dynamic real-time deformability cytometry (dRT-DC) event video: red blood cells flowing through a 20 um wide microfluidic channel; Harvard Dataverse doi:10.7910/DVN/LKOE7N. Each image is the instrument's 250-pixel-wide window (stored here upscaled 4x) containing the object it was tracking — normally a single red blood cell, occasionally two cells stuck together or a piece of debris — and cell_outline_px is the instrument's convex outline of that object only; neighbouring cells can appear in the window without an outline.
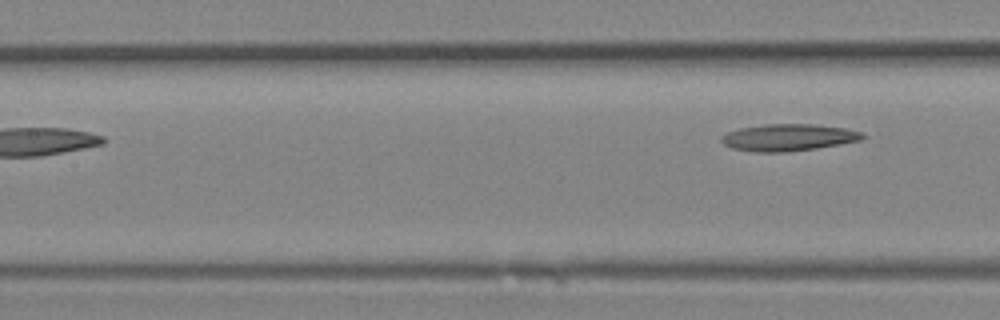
{"species": "Egyptian fruit bat (a non-hibernating species)", "species_latin": "Rousettus aegyptiacus", "temperature_condition": "room temperature", "stored_images_in_passage": 10, "segment_of_instrument_passage": [2, 2], "camera_frame_rate_fps": 3000, "um_per_image_px": 0.085, "animal": {"sex": "female"}, "frame": {"image": 1, "passage_image": 10, "time_ms": 3.0, "image_size_px": [1000, 320], "cell_outline_px": [[868, 136], [860, 140], [840, 144], [816, 148], [784, 152], [756, 152], [732, 148], [724, 144], [720, 140], [720, 136], [728, 132], [740, 128], [764, 124], [812, 124], [844, 128], [860, 132]], "centroid_in_image_um": [66.99, 11.68], "position_along_channel_um": 140.4, "area_um2": 22.02}}